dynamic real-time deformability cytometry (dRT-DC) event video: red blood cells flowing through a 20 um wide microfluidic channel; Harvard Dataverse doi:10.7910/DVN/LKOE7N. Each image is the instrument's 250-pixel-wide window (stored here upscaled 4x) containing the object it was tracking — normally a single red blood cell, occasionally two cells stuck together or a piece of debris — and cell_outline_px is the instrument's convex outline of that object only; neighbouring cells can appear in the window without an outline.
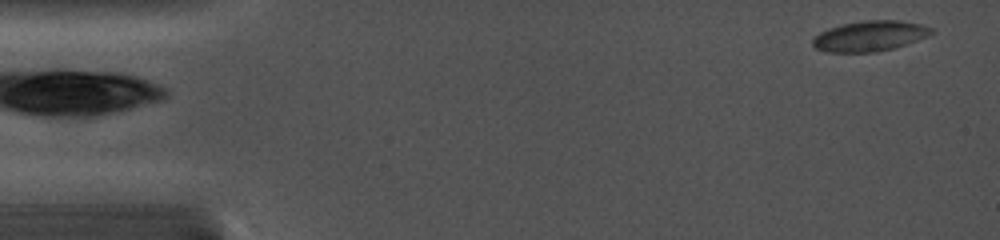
{"species": "common noctule bat (a hibernating species)", "species_latin": "Nyctalus noctula", "temperature_condition": "cold", "stored_images_in_passage": 35, "camera_frame_rate_fps": 5000, "um_per_image_px": 0.085, "animal": {"sex": "female", "body_mass_g": 19.0, "forearm_length_mm": 56.7}, "frame": {"image": 1, "passage_image": 2, "time_ms": 0.4, "image_size_px": [1000, 240], "cell_outline_px": [[936, 32], [928, 36], [908, 44], [876, 52], [828, 52], [816, 48], [812, 44], [812, 40], [820, 32], [828, 28], [840, 24], [864, 20], [900, 20], [920, 24], [936, 28]], "centroid_in_image_um": [73.98, 3.05], "position_along_channel_um": 11.0, "area_um2": 21.27}}
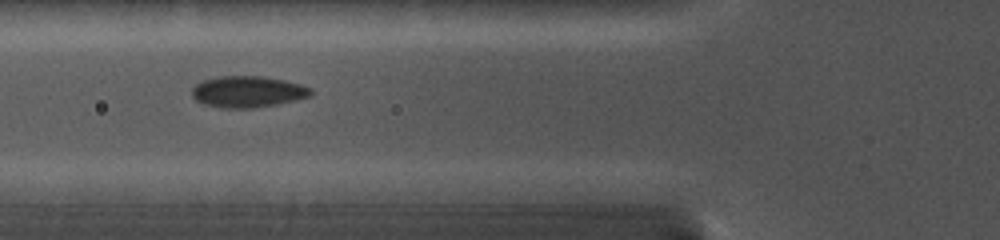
{"frame": {"image": 2, "passage_image": 13, "time_ms": 5.8, "image_size_px": [1000, 240], "cell_outline_px": [[312, 92], [308, 96], [276, 104], [252, 108], [224, 108], [204, 104], [196, 100], [192, 96], [192, 88], [196, 84], [204, 80], [220, 76], [260, 76], [284, 80], [300, 84], [312, 88]], "centroid_in_image_um": [21.02, 7.79], "position_along_channel_um": 104.8, "area_um2": 21.44}}
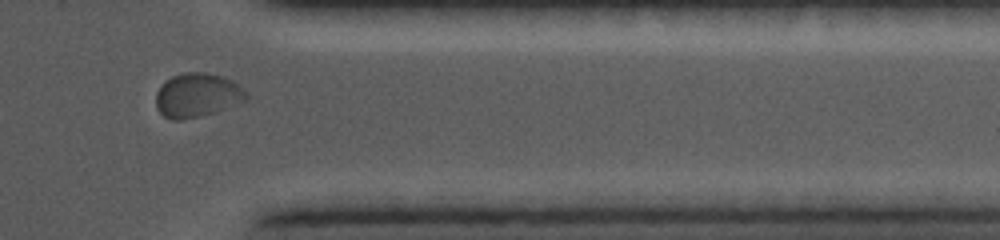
{"frame": {"image": 3, "passage_image": 30, "time_ms": 13.2, "image_size_px": [1000, 240], "cell_outline_px": [[248, 100], [216, 112], [184, 120], [172, 120], [164, 116], [156, 108], [156, 92], [172, 76], [184, 72], [204, 72], [224, 76], [232, 80], [248, 96]], "centroid_in_image_um": [16.76, 8.1], "position_along_channel_um": 394.6, "area_um2": 23.12}}